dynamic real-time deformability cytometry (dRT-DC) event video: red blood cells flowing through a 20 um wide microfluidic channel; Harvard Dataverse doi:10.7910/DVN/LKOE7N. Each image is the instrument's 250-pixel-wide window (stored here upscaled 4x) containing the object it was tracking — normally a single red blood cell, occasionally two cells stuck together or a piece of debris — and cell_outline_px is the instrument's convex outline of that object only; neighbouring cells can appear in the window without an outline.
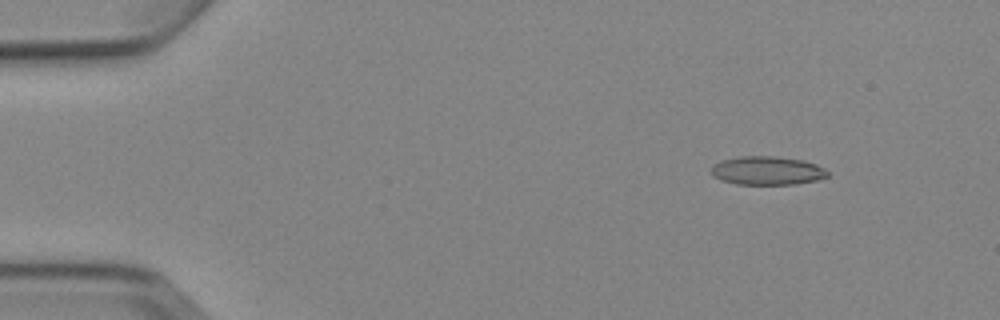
{"species": "Egyptian fruit bat (a non-hibernating species)", "species_latin": "Rousettus aegyptiacus", "temperature_condition": "cold", "stored_images_in_passage": 7, "camera_frame_rate_fps": 3000, "um_per_image_px": 0.085, "animal": {"sex": "female"}, "frame": {"image": 1, "passage_image": 2, "time_ms": 1.0, "image_size_px": [1000, 320], "cell_outline_px": [[828, 176], [820, 180], [796, 184], [736, 184], [720, 180], [712, 176], [712, 168], [720, 160], [740, 156], [776, 156], [804, 160], [816, 164], [824, 168], [828, 172]], "centroid_in_image_um": [65.24, 14.5], "position_along_channel_um": 19.8, "area_um2": 19.54}}
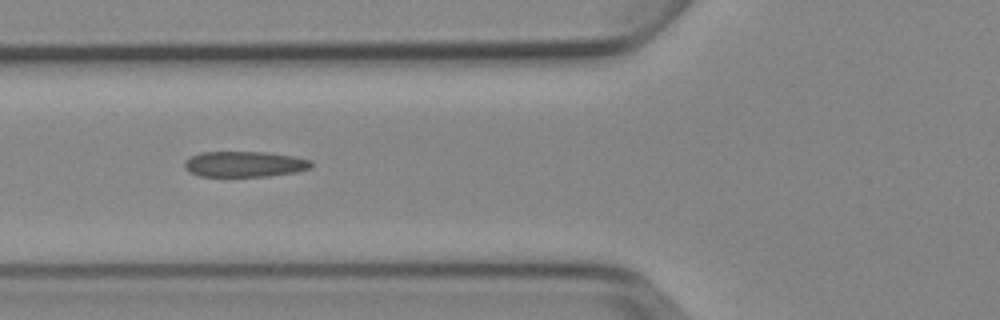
{"frame": {"image": 2, "passage_image": 6, "time_ms": 5.667, "image_size_px": [1000, 320], "cell_outline_px": [[312, 168], [296, 172], [268, 176], [200, 176], [188, 172], [184, 168], [184, 160], [200, 152], [264, 152], [292, 156], [312, 160]], "centroid_in_image_um": [20.77, 13.95], "position_along_channel_um": 105.0, "area_um2": 19.02}}
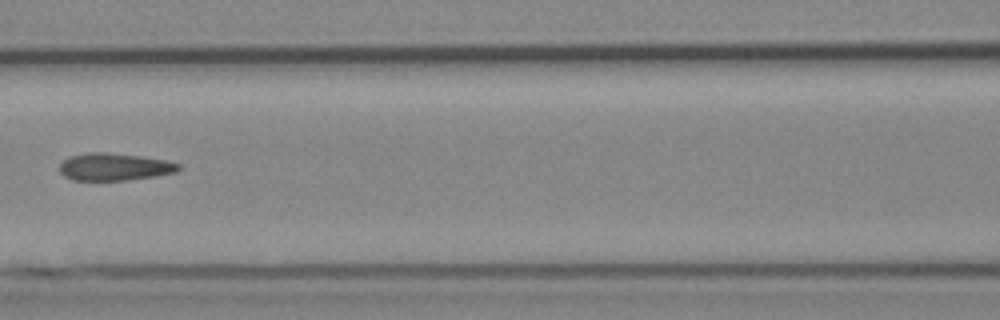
{"frame": {"image": 3, "passage_image": 7, "time_ms": 7.0, "image_size_px": [1000, 320], "cell_outline_px": [[180, 168], [176, 172], [156, 176], [124, 180], [72, 180], [64, 176], [60, 172], [60, 164], [68, 156], [88, 152], [104, 152], [140, 156], [164, 160], [180, 164]], "centroid_in_image_um": [9.69, 14.18], "position_along_channel_um": 156.9, "area_um2": 18.9}}